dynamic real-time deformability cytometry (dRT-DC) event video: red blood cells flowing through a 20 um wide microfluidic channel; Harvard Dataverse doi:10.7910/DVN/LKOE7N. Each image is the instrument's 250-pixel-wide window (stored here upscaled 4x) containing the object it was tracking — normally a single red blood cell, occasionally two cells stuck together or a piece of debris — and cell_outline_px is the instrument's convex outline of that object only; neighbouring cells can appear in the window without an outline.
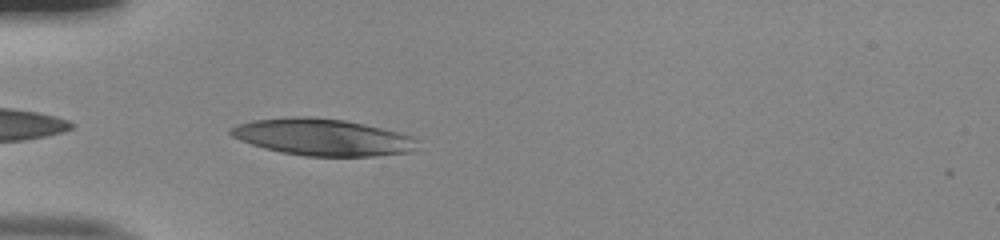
{"species": "human", "species_latin": "Homo sapiens", "temperature_condition": "room temperature", "stored_images_in_passage": 34, "camera_frame_rate_fps": 3000, "um_per_image_px": 0.085, "donor": {"sex": "male"}, "frame": {"image": 1, "passage_image": 1, "time_ms": 0.0, "image_size_px": [1000, 240], "cell_outline_px": [[416, 140], [412, 152], [376, 156], [304, 156], [280, 152], [264, 148], [240, 140], [232, 136], [228, 132], [228, 128], [236, 124], [252, 120], [292, 116], [308, 116], [344, 120], [364, 124], [412, 136]], "centroid_in_image_um": [27.34, 11.65], "position_along_channel_um": 57.7, "area_um2": 40.0}}
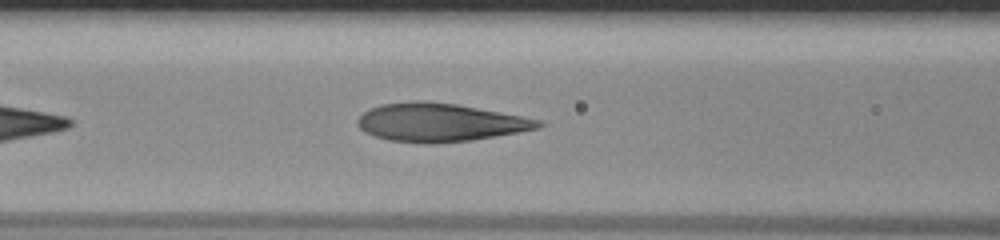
{"frame": {"image": 2, "passage_image": 7, "time_ms": 2.0, "image_size_px": [1000, 240], "cell_outline_px": [[544, 124], [540, 128], [496, 136], [472, 140], [432, 144], [424, 144], [388, 140], [364, 132], [356, 124], [356, 120], [368, 108], [380, 104], [412, 100], [424, 100], [456, 104], [500, 112], [540, 120]], "centroid_in_image_um": [37.33, 10.4], "position_along_channel_um": 129.3, "area_um2": 40.52}}
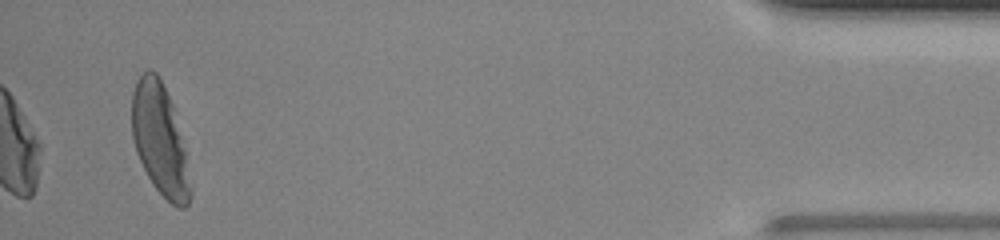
{"frame": {"image": 3, "passage_image": 34, "time_ms": 11.0, "image_size_px": [1000, 240], "cell_outline_px": [[192, 196], [188, 204], [184, 208], [176, 208], [152, 184], [136, 152], [132, 136], [132, 92], [136, 80], [148, 68], [152, 68], [160, 76], [172, 104], [184, 148], [192, 188]], "centroid_in_image_um": [13.58, 11.86], "position_along_channel_um": 421.6, "area_um2": 37.86}, "authors_computed_cell_mechanics": {"area_um2": 39.6797, "velocity_mm_per_s": 4.0129, "shape_relaxation_time_tau1_ms": 4.1046, "shape_relaxation_time_tau2_ms": 0.8171, "deformation_change_tau1": 0.1918, "deformation_change_tau2": 0.0744}}